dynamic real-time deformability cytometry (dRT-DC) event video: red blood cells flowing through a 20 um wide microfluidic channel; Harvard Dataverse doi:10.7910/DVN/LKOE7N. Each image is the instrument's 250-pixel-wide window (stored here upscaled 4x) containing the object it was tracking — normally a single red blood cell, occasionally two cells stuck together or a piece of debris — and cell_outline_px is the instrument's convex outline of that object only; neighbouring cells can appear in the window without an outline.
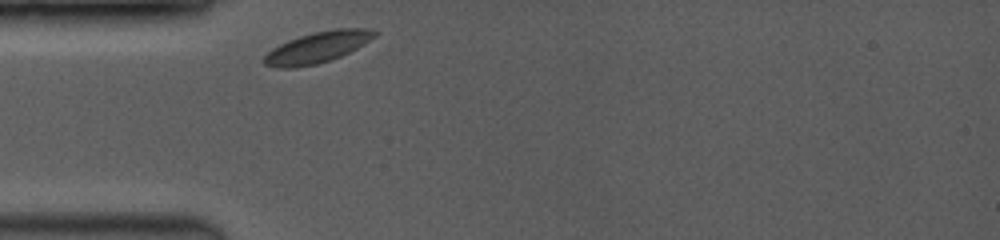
{"species": "common noctule bat (a hibernating species)", "species_latin": "Nyctalus noctula", "temperature_condition": "room temperature", "stored_images_in_passage": 35, "camera_frame_rate_fps": 3500, "um_per_image_px": 0.085, "animal": {"sex": "female", "body_mass_g": 19.0, "forearm_length_mm": 53.3}, "frame": {"image": 1, "passage_image": 1, "time_ms": 0.0, "image_size_px": [1000, 240], "cell_outline_px": [[380, 32], [376, 36], [364, 44], [340, 56], [316, 64], [292, 68], [280, 68], [264, 64], [264, 56], [272, 48], [288, 40], [312, 32], [336, 28], [372, 28]], "centroid_in_image_um": [27.02, 4.0], "position_along_channel_um": 58.0, "area_um2": 19.94}}
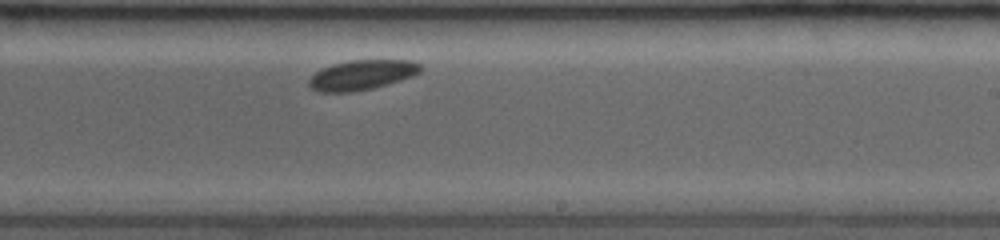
{"frame": {"image": 2, "passage_image": 20, "time_ms": 5.429, "image_size_px": [1000, 240], "cell_outline_px": [[424, 68], [420, 72], [412, 76], [400, 80], [372, 88], [352, 92], [320, 92], [312, 88], [308, 84], [308, 80], [320, 68], [332, 64], [348, 60], [408, 60], [420, 64]], "centroid_in_image_um": [30.74, 6.36], "position_along_channel_um": 258.3, "area_um2": 19.42}}
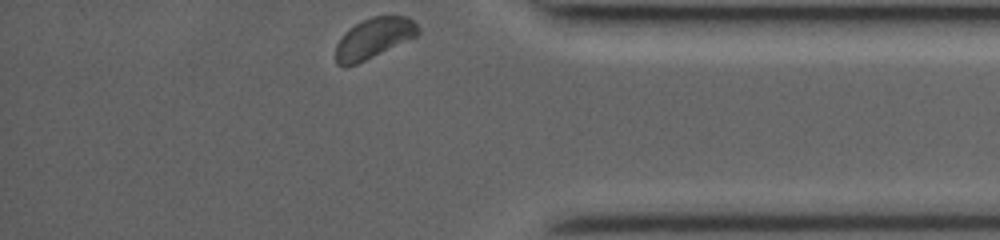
{"frame": {"image": 3, "passage_image": 34, "time_ms": 9.429, "image_size_px": [1000, 240], "cell_outline_px": [[420, 32], [416, 36], [356, 64], [344, 68], [336, 64], [336, 44], [344, 32], [356, 24], [372, 16], [408, 16], [420, 28]], "centroid_in_image_um": [31.75, 3.25], "position_along_channel_um": 403.5, "area_um2": 19.19}}